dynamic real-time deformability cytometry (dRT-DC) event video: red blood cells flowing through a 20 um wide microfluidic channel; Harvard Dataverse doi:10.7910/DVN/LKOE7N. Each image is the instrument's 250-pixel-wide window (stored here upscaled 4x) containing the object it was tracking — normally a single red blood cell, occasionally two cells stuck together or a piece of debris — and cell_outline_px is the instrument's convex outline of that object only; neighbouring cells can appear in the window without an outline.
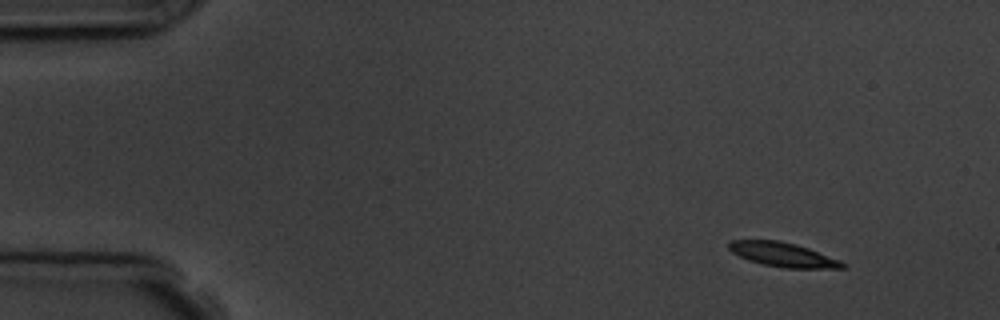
{"species": "common noctule bat (a hibernating species)", "species_latin": "Nyctalus noctula", "temperature_condition": "room temperature", "stored_images_in_passage": 4, "camera_frame_rate_fps": 3000, "um_per_image_px": 0.085, "animal": {"sex": "male", "body_mass_g": 19.5, "forearm_length_mm": 54.6}, "frame": {"image": 1, "passage_image": 1, "time_ms": 0.0, "image_size_px": [1000, 320], "cell_outline_px": [[848, 268], [784, 268], [764, 264], [748, 260], [732, 252], [728, 248], [728, 244], [732, 240], [780, 240], [796, 244], [808, 248], [840, 260], [848, 264]], "centroid_in_image_um": [66.59, 21.64], "position_along_channel_um": 18.4, "area_um2": 16.07}}
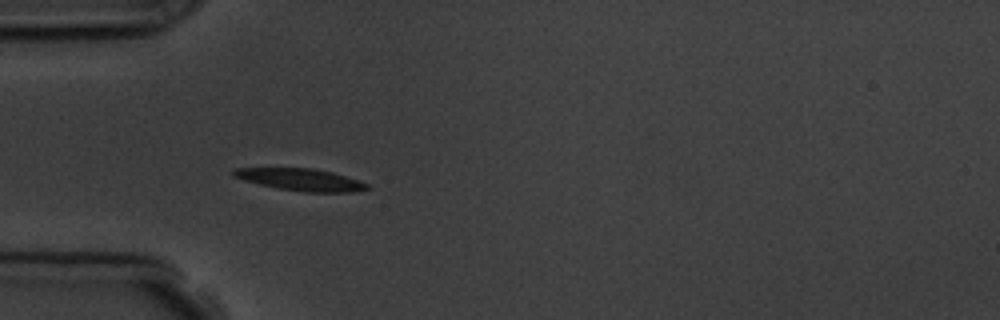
{"frame": {"image": 2, "passage_image": 4, "time_ms": 3.667, "image_size_px": [1000, 320], "cell_outline_px": [[372, 188], [352, 192], [304, 192], [276, 188], [244, 180], [232, 176], [232, 168], [312, 168], [332, 172], [368, 184]], "centroid_in_image_um": [25.53, 15.27], "position_along_channel_um": 59.5, "area_um2": 17.11}}